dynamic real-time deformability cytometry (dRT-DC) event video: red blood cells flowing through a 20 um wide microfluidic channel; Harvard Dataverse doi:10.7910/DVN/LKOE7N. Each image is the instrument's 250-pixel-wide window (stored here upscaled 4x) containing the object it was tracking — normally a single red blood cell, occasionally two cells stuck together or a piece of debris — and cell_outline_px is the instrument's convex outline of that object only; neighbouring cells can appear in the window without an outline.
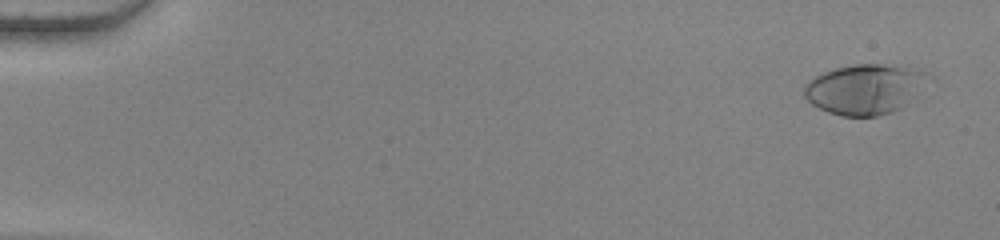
{"species": "human", "species_latin": "Homo sapiens", "temperature_condition": "warm", "stored_images_in_passage": 55, "camera_frame_rate_fps": 3000, "um_per_image_px": 0.085, "donor": {"sex": "female"}, "frame": {"image": 1, "passage_image": 3, "time_ms": 0.667, "image_size_px": [1000, 240], "cell_outline_px": [[924, 72], [900, 108], [876, 116], [840, 116], [828, 112], [812, 104], [804, 96], [804, 84], [808, 80], [824, 72], [836, 68], [856, 64], [880, 64], [912, 68]], "centroid_in_image_um": [73.26, 7.58], "position_along_channel_um": 11.7, "area_um2": 34.16}}
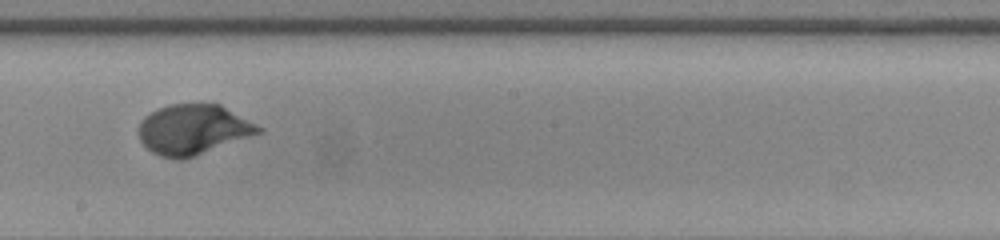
{"frame": {"image": 2, "passage_image": 33, "time_ms": 10.667, "image_size_px": [1000, 240], "cell_outline_px": [[264, 132], [184, 160], [176, 160], [160, 156], [152, 152], [140, 140], [140, 124], [144, 116], [156, 108], [168, 104], [220, 104], [264, 128]], "centroid_in_image_um": [16.44, 11.02], "position_along_channel_um": 231.8, "area_um2": 35.14}}
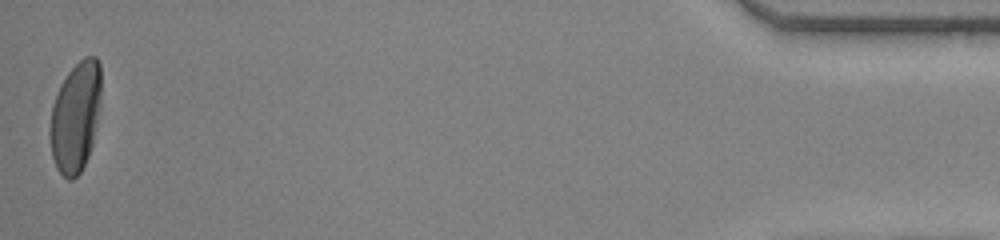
{"frame": {"image": 3, "passage_image": 55, "time_ms": 18.0, "image_size_px": [1000, 240], "cell_outline_px": [[100, 100], [92, 144], [88, 156], [80, 172], [72, 180], [68, 180], [56, 168], [52, 156], [48, 136], [48, 132], [52, 104], [60, 84], [68, 72], [84, 56], [96, 56], [100, 64]], "centroid_in_image_um": [6.38, 9.93], "position_along_channel_um": 428.8, "area_um2": 32.89}, "authors_computed_cell_mechanics": {"area_um2": 33.524, "velocity_mm_per_s": 3.8181, "shape_relaxation_time_tau1_ms": 3.1362, "shape_relaxation_time_tau2_ms": null, "deformation_change_tau1": 0.2004, "deformation_change_tau2": null}}